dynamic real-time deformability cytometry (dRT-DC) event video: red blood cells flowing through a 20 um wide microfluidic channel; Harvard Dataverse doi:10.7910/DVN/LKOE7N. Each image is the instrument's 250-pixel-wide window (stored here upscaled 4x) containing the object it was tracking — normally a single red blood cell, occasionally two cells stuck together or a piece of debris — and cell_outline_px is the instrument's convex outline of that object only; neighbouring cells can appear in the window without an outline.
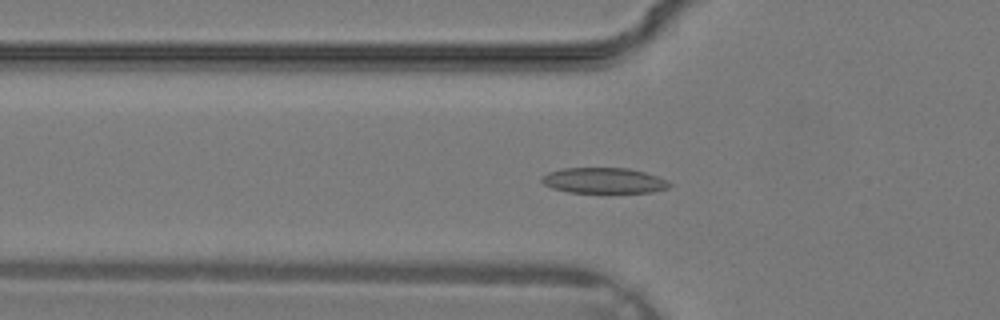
{"species": "common noctule bat (a hibernating species)", "species_latin": "Nyctalus noctula", "temperature_condition": "warm", "stored_images_in_passage": 35, "camera_frame_rate_fps": 3000, "um_per_image_px": 0.085, "animal": {"sex": "male", "body_mass_g": 19.2, "forearm_length_mm": 51.8}, "frame": {"image": 1, "passage_image": 12, "time_ms": 3.667, "image_size_px": [1000, 320], "cell_outline_px": [[672, 184], [668, 188], [652, 192], [568, 192], [552, 188], [544, 184], [540, 180], [540, 176], [548, 172], [560, 168], [628, 168], [644, 172], [668, 180]], "centroid_in_image_um": [51.29, 15.34], "position_along_channel_um": 74.5, "area_um2": 19.07}}
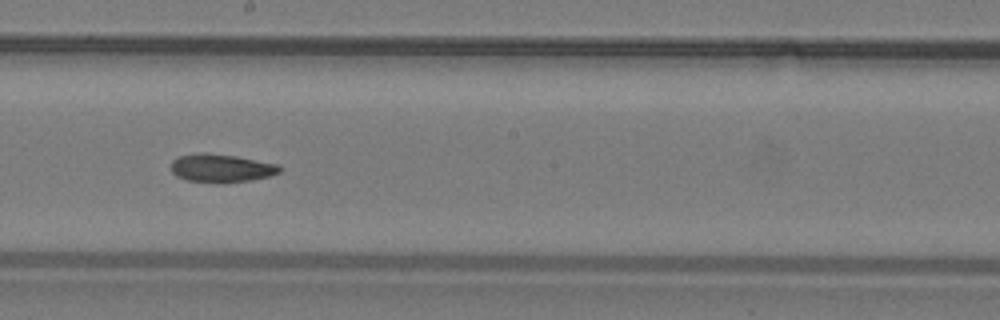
{"frame": {"image": 2, "passage_image": 20, "time_ms": 6.333, "image_size_px": [1000, 320], "cell_outline_px": [[280, 172], [268, 176], [252, 180], [188, 180], [176, 176], [172, 172], [172, 160], [176, 156], [196, 152], [208, 152], [236, 156], [280, 164]], "centroid_in_image_um": [18.79, 14.22], "position_along_channel_um": 229.4, "area_um2": 17.34}}
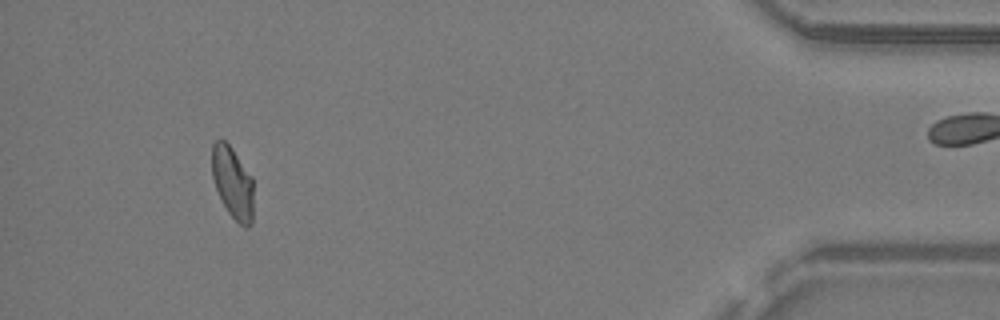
{"frame": {"image": 3, "passage_image": 33, "time_ms": 10.667, "image_size_px": [1000, 320], "cell_outline_px": [[252, 224], [240, 224], [228, 212], [216, 188], [212, 176], [212, 144], [216, 140], [224, 140], [232, 148], [252, 176]], "centroid_in_image_um": [19.76, 15.47], "position_along_channel_um": 415.4, "area_um2": 16.99}}